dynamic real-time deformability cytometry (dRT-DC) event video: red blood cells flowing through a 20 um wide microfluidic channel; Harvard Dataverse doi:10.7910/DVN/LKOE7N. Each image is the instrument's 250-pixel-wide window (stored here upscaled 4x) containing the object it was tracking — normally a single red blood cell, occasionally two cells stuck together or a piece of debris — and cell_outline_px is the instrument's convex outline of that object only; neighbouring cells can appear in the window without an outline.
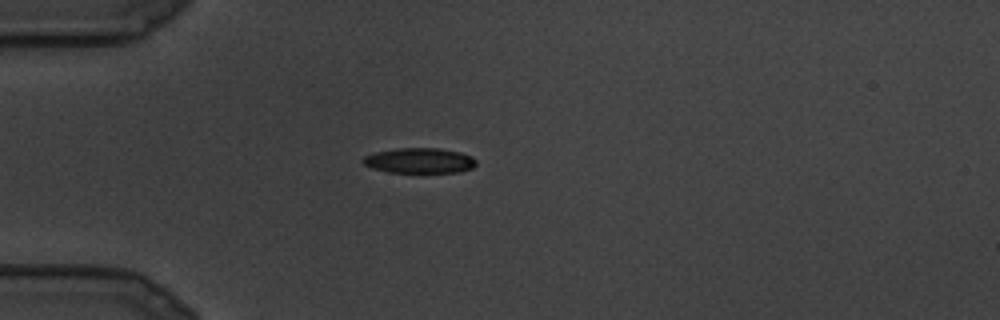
{"species": "common noctule bat (a hibernating species)", "species_latin": "Nyctalus noctula", "temperature_condition": "cold", "stored_images_in_passage": 2, "camera_frame_rate_fps": 3000, "um_per_image_px": 0.085, "animal": {"sex": "male", "body_mass_g": 19.5, "forearm_length_mm": 54.6}, "frame": {"image": 1, "passage_image": 1, "time_ms": 0.0, "image_size_px": [1000, 320], "cell_outline_px": [[476, 164], [472, 168], [460, 172], [388, 172], [372, 168], [364, 164], [360, 160], [364, 156], [376, 152], [396, 148], [440, 148], [460, 152], [472, 156], [476, 160]], "centroid_in_image_um": [35.66, 13.64], "position_along_channel_um": 49.3, "area_um2": 16.7}}